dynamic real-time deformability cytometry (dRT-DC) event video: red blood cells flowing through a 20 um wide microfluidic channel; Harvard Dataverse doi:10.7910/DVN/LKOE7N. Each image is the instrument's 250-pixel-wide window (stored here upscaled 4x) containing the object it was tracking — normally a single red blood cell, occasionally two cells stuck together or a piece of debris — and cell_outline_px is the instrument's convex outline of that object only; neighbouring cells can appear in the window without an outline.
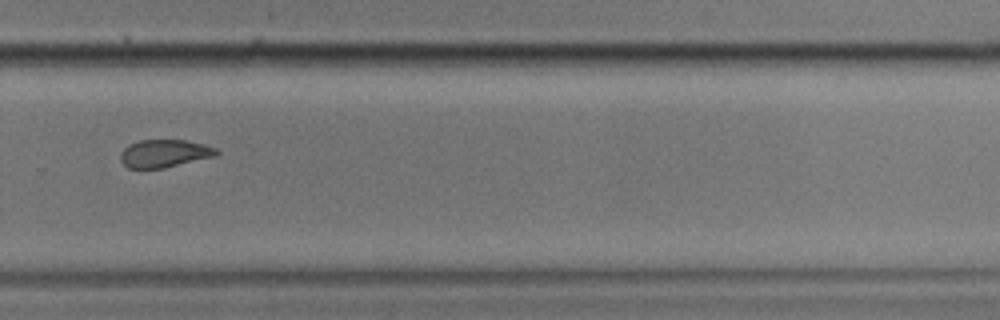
{"species": "common noctule bat (a hibernating species)", "species_latin": "Nyctalus noctula", "temperature_condition": "cold", "stored_images_in_passage": 14, "camera_frame_rate_fps": 3000, "um_per_image_px": 0.085, "animal": {"sex": "male", "body_mass_g": 17.9}, "frame": {"image": 1, "passage_image": 10, "time_ms": 3.0, "image_size_px": [1000, 320], "cell_outline_px": [[220, 152], [216, 156], [164, 168], [128, 168], [120, 160], [120, 152], [128, 144], [140, 140], [184, 140], [204, 144], [216, 148]], "centroid_in_image_um": [13.97, 13.04], "position_along_channel_um": 315.8, "area_um2": 15.61}}